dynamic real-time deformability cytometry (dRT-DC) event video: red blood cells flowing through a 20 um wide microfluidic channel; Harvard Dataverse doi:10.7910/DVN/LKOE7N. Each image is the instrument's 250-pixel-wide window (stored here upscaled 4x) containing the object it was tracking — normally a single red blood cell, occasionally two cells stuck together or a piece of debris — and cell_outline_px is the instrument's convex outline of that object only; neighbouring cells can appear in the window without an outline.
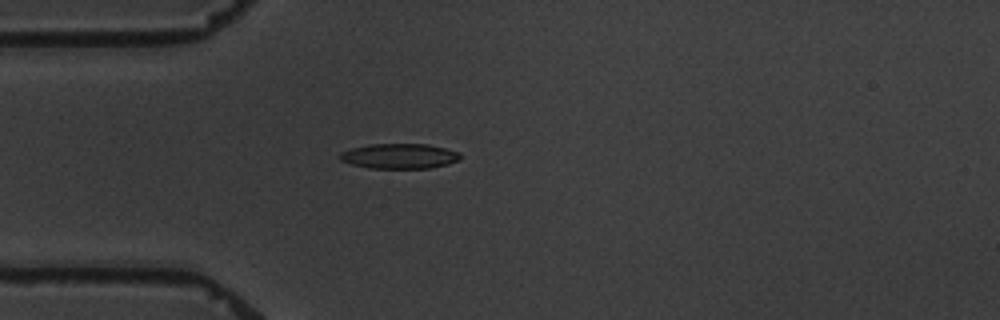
{"species": "common noctule bat (a hibernating species)", "species_latin": "Nyctalus noctula", "temperature_condition": "warm", "stored_images_in_passage": 1, "camera_frame_rate_fps": 3000, "um_per_image_px": 0.085, "animal": {"sex": "male", "body_mass_g": 19.5, "forearm_length_mm": 54.6}, "frame": {"image": 1, "passage_image": 1, "time_ms": 0.0, "image_size_px": [1000, 320], "cell_outline_px": [[460, 160], [448, 164], [428, 168], [372, 168], [352, 164], [340, 160], [340, 152], [352, 148], [372, 144], [428, 144], [460, 152]], "centroid_in_image_um": [33.97, 13.26], "position_along_channel_um": 51.0, "area_um2": 17.46}}